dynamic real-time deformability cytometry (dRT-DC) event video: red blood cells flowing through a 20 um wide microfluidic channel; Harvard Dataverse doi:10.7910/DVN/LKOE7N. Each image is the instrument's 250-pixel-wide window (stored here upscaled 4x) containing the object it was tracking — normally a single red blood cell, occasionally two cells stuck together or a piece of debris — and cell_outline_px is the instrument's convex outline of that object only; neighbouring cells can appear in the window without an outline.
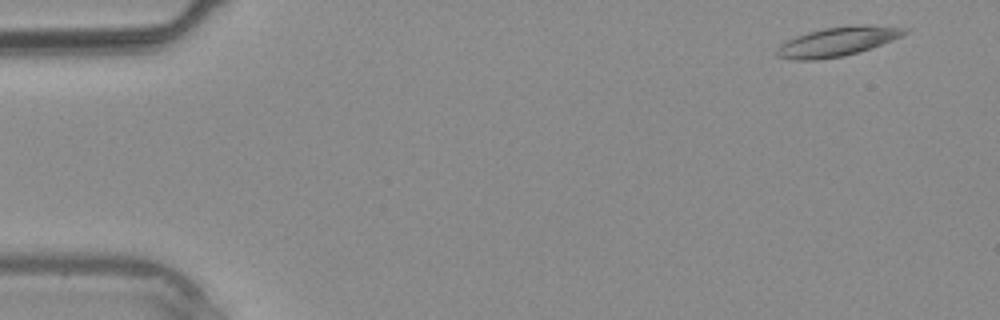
{"species": "common noctule bat (a hibernating species)", "species_latin": "Nyctalus noctula", "temperature_condition": "warm", "stored_images_in_passage": 4, "camera_frame_rate_fps": 3000, "um_per_image_px": 0.085, "animal": {"sex": "male", "body_mass_g": 20.4}, "frame": {"image": 1, "passage_image": 1, "time_ms": 0.0, "image_size_px": [1000, 320], "cell_outline_px": [[912, 28], [908, 32], [892, 40], [860, 52], [844, 56], [816, 60], [792, 60], [776, 56], [776, 48], [788, 40], [796, 36], [808, 32], [824, 28], [860, 24], [868, 24]], "centroid_in_image_um": [71.22, 3.53], "position_along_channel_um": 13.8, "area_um2": 21.91}}